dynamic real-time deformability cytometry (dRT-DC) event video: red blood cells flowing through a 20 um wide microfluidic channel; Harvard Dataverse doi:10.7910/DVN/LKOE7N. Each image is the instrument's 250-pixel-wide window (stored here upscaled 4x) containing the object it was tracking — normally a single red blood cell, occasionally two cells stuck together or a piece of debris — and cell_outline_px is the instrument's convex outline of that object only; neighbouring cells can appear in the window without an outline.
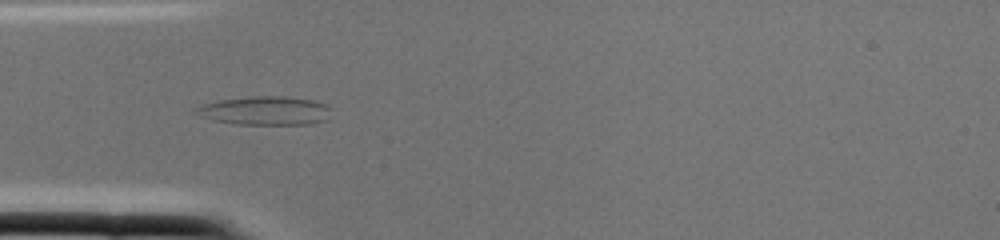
{"species": "common noctule bat (a hibernating species)", "species_latin": "Nyctalus noctula", "temperature_condition": "cold", "stored_images_in_passage": 2, "camera_frame_rate_fps": 3000, "um_per_image_px": 0.085, "animal": {"sex": "female", "body_mass_g": 22.0, "forearm_length_mm": 56.7}, "frame": {"image": 1, "passage_image": 2, "time_ms": 0.333, "image_size_px": [1000, 240], "cell_outline_px": [[332, 108], [328, 120], [312, 124], [236, 124], [212, 120], [200, 116], [192, 112], [192, 108], [200, 104], [220, 100], [252, 96], [284, 96], [312, 100], [328, 104]], "centroid_in_image_um": [22.53, 9.41], "position_along_channel_um": 62.5, "area_um2": 23.06}}